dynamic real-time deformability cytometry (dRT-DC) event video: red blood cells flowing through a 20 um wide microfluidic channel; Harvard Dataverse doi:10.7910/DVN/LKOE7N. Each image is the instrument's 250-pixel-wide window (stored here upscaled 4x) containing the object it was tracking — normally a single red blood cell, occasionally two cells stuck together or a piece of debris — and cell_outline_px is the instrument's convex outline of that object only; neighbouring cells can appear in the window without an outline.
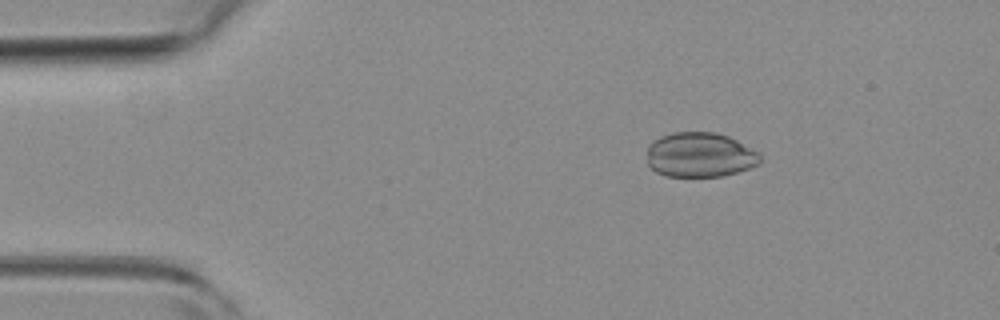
{"species": "common noctule bat (a hibernating species)", "species_latin": "Nyctalus noctula", "temperature_condition": "room temperature", "stored_images_in_passage": 5, "camera_frame_rate_fps": 3000, "um_per_image_px": 0.085, "animal": {"sex": "female", "body_mass_g": 19.3, "forearm_length_mm": 54.1}, "frame": {"image": 1, "passage_image": 3, "time_ms": 0.667, "image_size_px": [1000, 320], "cell_outline_px": [[760, 160], [756, 164], [748, 168], [736, 172], [720, 176], [668, 176], [656, 172], [648, 164], [648, 144], [652, 140], [660, 136], [672, 132], [716, 132], [728, 136], [736, 140], [756, 152], [760, 156]], "centroid_in_image_um": [59.43, 13.15], "position_along_channel_um": 25.6, "area_um2": 29.25}}
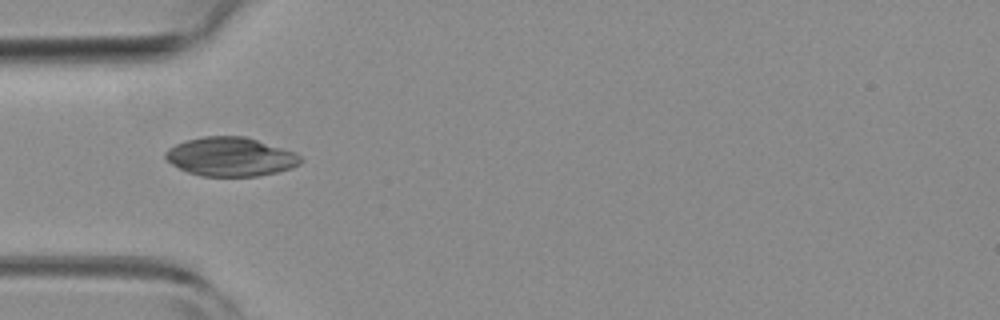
{"frame": {"image": 2, "passage_image": 5, "time_ms": 1.333, "image_size_px": [1000, 320], "cell_outline_px": [[304, 160], [300, 164], [292, 168], [276, 172], [256, 176], [200, 176], [188, 172], [172, 164], [164, 156], [164, 152], [168, 148], [184, 140], [204, 136], [244, 136], [296, 152]], "centroid_in_image_um": [19.6, 13.32], "position_along_channel_um": 65.4, "area_um2": 30.69}}